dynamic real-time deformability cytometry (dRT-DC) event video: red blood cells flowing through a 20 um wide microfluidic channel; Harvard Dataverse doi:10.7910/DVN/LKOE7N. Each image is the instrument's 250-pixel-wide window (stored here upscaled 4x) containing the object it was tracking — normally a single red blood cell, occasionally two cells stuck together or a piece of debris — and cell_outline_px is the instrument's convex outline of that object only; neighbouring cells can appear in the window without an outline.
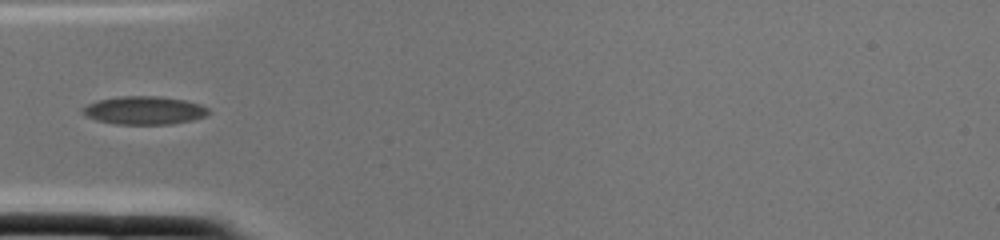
{"species": "common noctule bat (a hibernating species)", "species_latin": "Nyctalus noctula", "temperature_condition": "cold", "stored_images_in_passage": 2, "camera_frame_rate_fps": 3000, "um_per_image_px": 0.085, "animal": {"sex": "female", "body_mass_g": 22.0, "forearm_length_mm": 56.7}, "frame": {"image": 1, "passage_image": 2, "time_ms": 0.333, "image_size_px": [1000, 240], "cell_outline_px": [[212, 112], [208, 116], [192, 120], [172, 124], [116, 124], [96, 120], [80, 112], [80, 108], [96, 100], [120, 96], [160, 96], [184, 100], [200, 104], [208, 108]], "centroid_in_image_um": [12.27, 9.38], "position_along_channel_um": 72.7, "area_um2": 20.92}}